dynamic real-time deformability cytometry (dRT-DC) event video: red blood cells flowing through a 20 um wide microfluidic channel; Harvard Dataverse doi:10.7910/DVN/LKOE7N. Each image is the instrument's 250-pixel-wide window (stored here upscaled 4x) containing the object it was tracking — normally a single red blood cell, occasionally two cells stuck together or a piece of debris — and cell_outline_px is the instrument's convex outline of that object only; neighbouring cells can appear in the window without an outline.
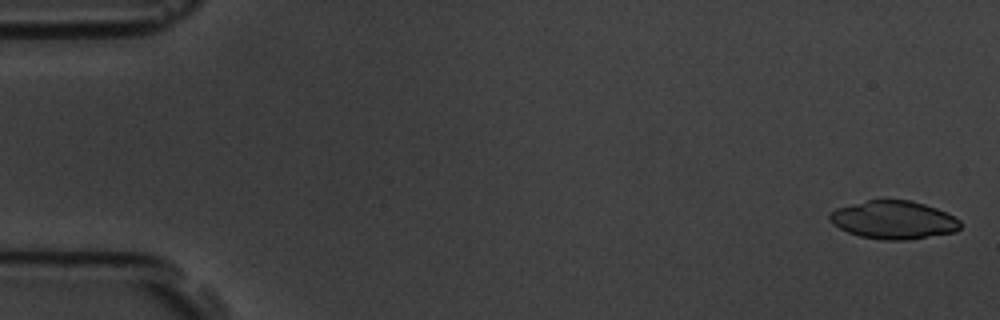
{"species": "common noctule bat (a hibernating species)", "species_latin": "Nyctalus noctula", "temperature_condition": "room temperature", "stored_images_in_passage": 5, "camera_frame_rate_fps": 3000, "um_per_image_px": 0.085, "animal": {"sex": "male", "body_mass_g": 19.5, "forearm_length_mm": 54.6}, "frame": {"image": 1, "passage_image": 1, "time_ms": 0.0, "image_size_px": [1000, 320], "cell_outline_px": [[960, 228], [956, 232], [908, 240], [884, 240], [860, 236], [848, 232], [832, 224], [828, 220], [828, 212], [836, 208], [868, 200], [908, 200], [924, 204], [936, 208], [960, 220]], "centroid_in_image_um": [75.92, 18.7], "position_along_channel_um": 9.1, "area_um2": 29.02}}